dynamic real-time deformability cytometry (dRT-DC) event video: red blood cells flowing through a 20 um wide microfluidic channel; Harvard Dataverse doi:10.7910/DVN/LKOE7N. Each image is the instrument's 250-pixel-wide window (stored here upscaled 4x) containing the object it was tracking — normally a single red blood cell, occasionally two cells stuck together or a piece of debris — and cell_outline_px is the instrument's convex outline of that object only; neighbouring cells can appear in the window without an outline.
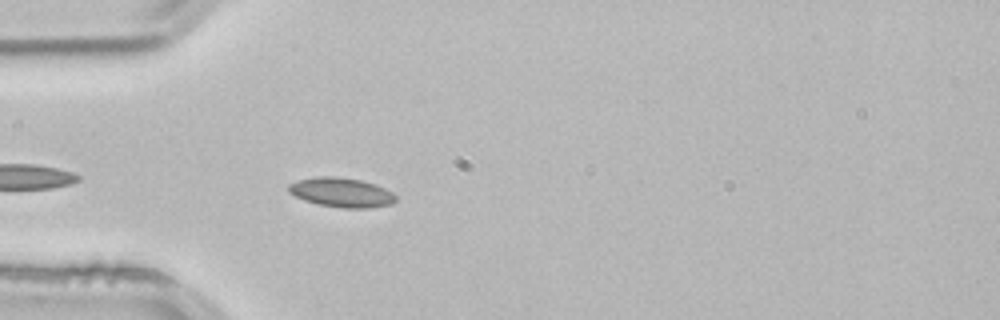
{"species": "common noctule bat (a hibernating species)", "species_latin": "Nyctalus noctula", "temperature_condition": "room temperature", "stored_images_in_passage": 11, "camera_frame_rate_fps": 3000, "um_per_image_px": 0.085, "animal": {"sex": "male", "body_mass_g": 21.5, "forearm_length_mm": 52.0}, "frame": {"image": 1, "passage_image": 4, "time_ms": 1.0, "image_size_px": [1000, 320], "cell_outline_px": [[396, 200], [392, 204], [368, 208], [344, 208], [320, 204], [304, 200], [288, 192], [288, 184], [296, 180], [316, 176], [336, 176], [360, 180], [376, 184], [392, 192], [396, 196]], "centroid_in_image_um": [29.01, 16.34], "position_along_channel_um": 56.0, "area_um2": 18.44}}